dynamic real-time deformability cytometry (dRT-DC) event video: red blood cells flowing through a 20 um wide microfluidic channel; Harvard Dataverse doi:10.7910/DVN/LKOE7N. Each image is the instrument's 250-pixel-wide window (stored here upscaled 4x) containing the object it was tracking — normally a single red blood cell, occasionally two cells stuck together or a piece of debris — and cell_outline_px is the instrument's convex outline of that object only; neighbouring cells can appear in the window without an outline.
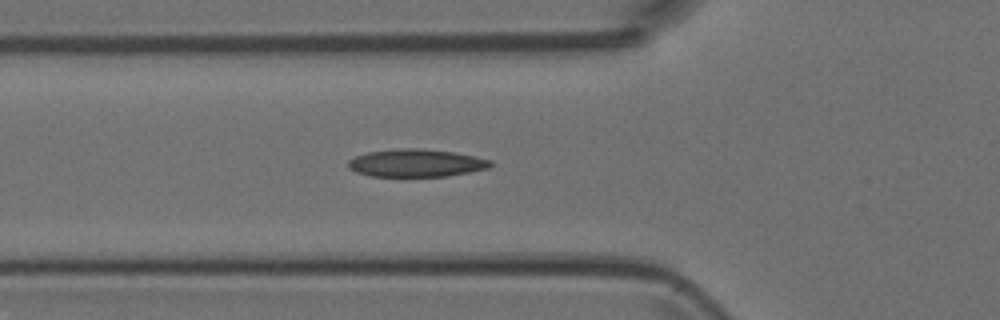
{"species": "Egyptian fruit bat (a non-hibernating species)", "species_latin": "Rousettus aegyptiacus", "temperature_condition": "room temperature", "stored_images_in_passage": 35, "camera_frame_rate_fps": 3000, "um_per_image_px": 0.085, "animal": {"sex": "female"}, "frame": {"image": 1, "passage_image": 2, "time_ms": 0.333, "image_size_px": [1000, 320], "cell_outline_px": [[492, 164], [488, 168], [448, 176], [372, 176], [356, 172], [348, 168], [348, 160], [356, 156], [368, 152], [396, 148], [424, 148], [452, 152], [492, 160]], "centroid_in_image_um": [35.34, 13.85], "position_along_channel_um": 90.5, "area_um2": 22.89}}
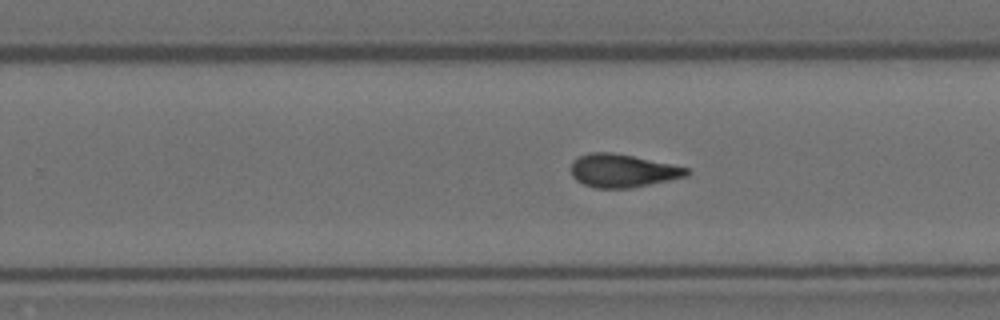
{"frame": {"image": 2, "passage_image": 16, "time_ms": 5.0, "image_size_px": [1000, 320], "cell_outline_px": [[692, 172], [688, 176], [632, 188], [596, 188], [584, 184], [576, 180], [572, 176], [572, 160], [576, 156], [588, 152], [612, 152], [632, 156], [688, 168]], "centroid_in_image_um": [52.9, 14.51], "position_along_channel_um": 276.9, "area_um2": 22.37}}
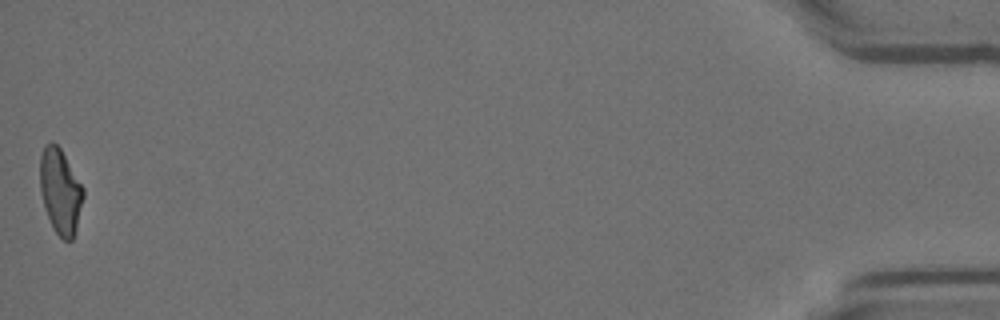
{"frame": {"image": 3, "passage_image": 35, "time_ms": 11.333, "image_size_px": [1000, 320], "cell_outline_px": [[84, 196], [76, 228], [72, 240], [64, 240], [52, 228], [44, 204], [40, 188], [40, 156], [44, 144], [52, 140], [60, 148], [84, 188]], "centroid_in_image_um": [5.12, 16.22], "position_along_channel_um": 430.1, "area_um2": 21.33}}